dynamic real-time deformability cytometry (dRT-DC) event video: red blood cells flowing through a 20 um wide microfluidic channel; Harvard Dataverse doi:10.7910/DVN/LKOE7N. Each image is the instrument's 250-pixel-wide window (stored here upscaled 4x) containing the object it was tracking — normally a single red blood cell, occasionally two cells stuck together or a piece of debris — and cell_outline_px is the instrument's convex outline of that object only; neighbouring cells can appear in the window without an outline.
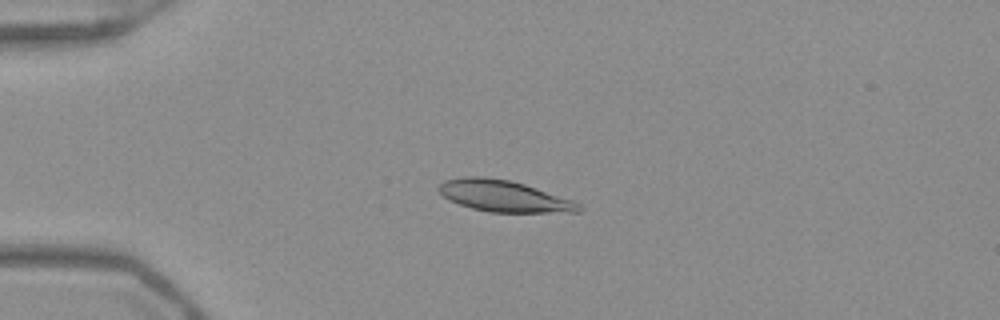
{"species": "Egyptian fruit bat (a non-hibernating species)", "species_latin": "Rousettus aegyptiacus", "temperature_condition": "warm", "stored_images_in_passage": 45, "camera_frame_rate_fps": 3000, "um_per_image_px": 0.085, "frame": {"image": 1, "passage_image": 6, "time_ms": 1.667, "image_size_px": [1000, 320], "cell_outline_px": [[584, 208], [580, 212], [488, 212], [472, 208], [448, 200], [436, 188], [444, 180], [464, 176], [484, 176], [512, 180], [572, 200], [580, 204]], "centroid_in_image_um": [42.81, 16.66], "position_along_channel_um": 42.2, "area_um2": 25.66}}
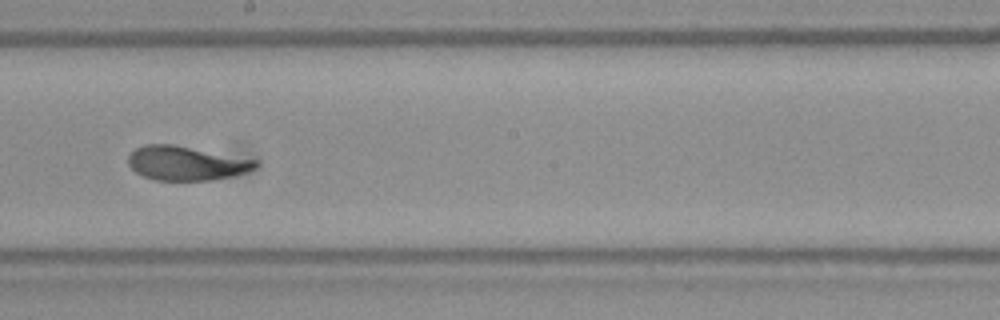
{"frame": {"image": 2, "passage_image": 23, "time_ms": 7.333, "image_size_px": [1000, 320], "cell_outline_px": [[260, 164], [256, 168], [232, 176], [212, 180], [156, 180], [144, 176], [136, 172], [128, 164], [128, 156], [136, 148], [144, 144], [172, 144], [260, 160]], "centroid_in_image_um": [15.86, 13.86], "position_along_channel_um": 232.3, "area_um2": 25.37}}
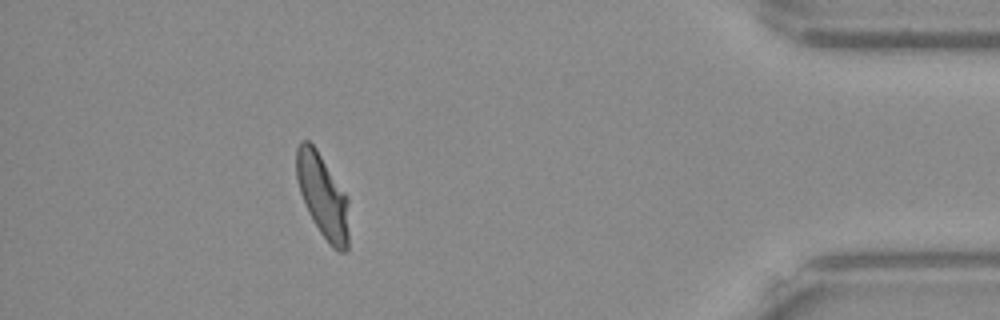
{"frame": {"image": 3, "passage_image": 40, "time_ms": 13.0, "image_size_px": [1000, 320], "cell_outline_px": [[348, 248], [344, 252], [336, 252], [332, 248], [320, 232], [308, 212], [300, 192], [296, 180], [296, 148], [300, 140], [308, 140], [316, 148], [348, 196]], "centroid_in_image_um": [27.43, 16.65], "position_along_channel_um": 407.8, "area_um2": 25.78}, "authors_computed_cell_mechanics": {"area_um2": 25.432, "velocity_mm_per_s": 3.9212, "shape_relaxation_time_tau1_ms": 3.8575, "shape_relaxation_time_tau2_ms": 0.9442, "deformation_change_tau1": 0.1792, "deformation_change_tau2": 0.0543}}